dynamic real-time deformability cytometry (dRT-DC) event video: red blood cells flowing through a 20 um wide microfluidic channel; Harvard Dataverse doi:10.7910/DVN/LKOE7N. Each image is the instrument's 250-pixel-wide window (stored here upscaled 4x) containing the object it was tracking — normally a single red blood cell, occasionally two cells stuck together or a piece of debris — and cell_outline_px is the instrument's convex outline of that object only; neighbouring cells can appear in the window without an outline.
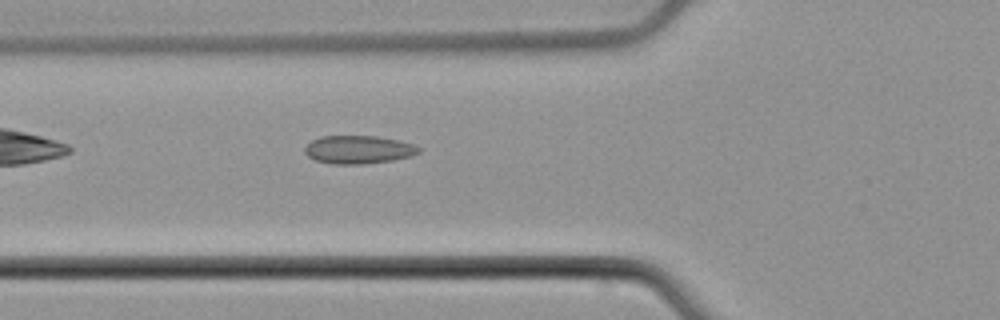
{"species": "common noctule bat (a hibernating species)", "species_latin": "Nyctalus noctula", "temperature_condition": "cold", "stored_images_in_passage": 37, "camera_frame_rate_fps": 3000, "um_per_image_px": 0.085, "animal": {"sex": "male", "body_mass_g": 21.5, "forearm_length_mm": 52.0}, "frame": {"image": 1, "passage_image": 3, "time_ms": 0.667, "image_size_px": [1000, 320], "cell_outline_px": [[420, 152], [412, 156], [392, 160], [364, 164], [332, 164], [316, 160], [308, 156], [304, 152], [304, 148], [312, 140], [320, 136], [376, 136], [396, 140], [412, 144], [420, 148]], "centroid_in_image_um": [30.45, 12.72], "position_along_channel_um": 95.4, "area_um2": 18.61}}
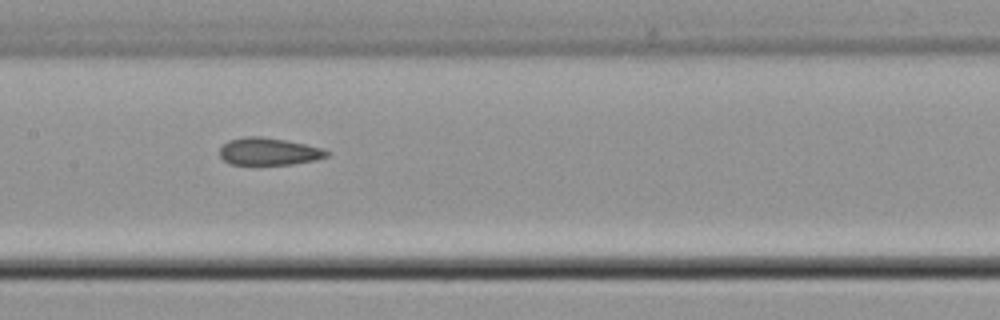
{"frame": {"image": 2, "passage_image": 10, "time_ms": 3.0, "image_size_px": [1000, 320], "cell_outline_px": [[332, 152], [328, 156], [316, 160], [292, 164], [228, 164], [220, 156], [220, 148], [228, 140], [248, 136], [260, 136], [284, 140], [324, 148]], "centroid_in_image_um": [22.88, 12.88], "position_along_channel_um": 184.5, "area_um2": 17.05}}
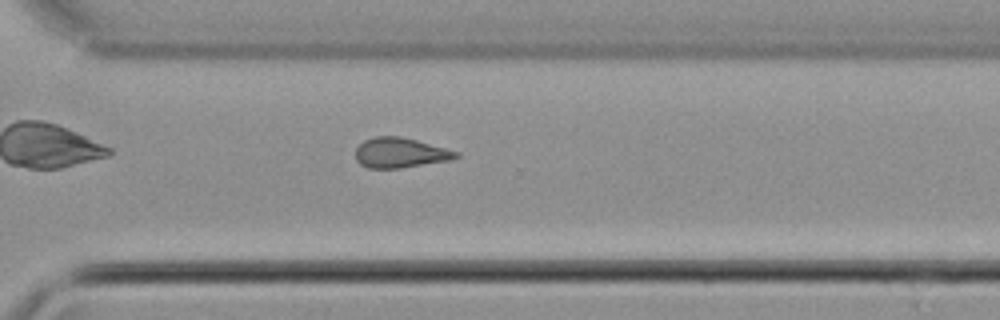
{"frame": {"image": 3, "passage_image": 22, "time_ms": 7.0, "image_size_px": [1000, 320], "cell_outline_px": [[460, 156], [452, 160], [400, 168], [368, 168], [360, 164], [356, 160], [356, 148], [364, 140], [376, 136], [400, 136], [416, 140], [460, 152]], "centroid_in_image_um": [34.03, 12.99], "position_along_channel_um": 336.6, "area_um2": 17.63}, "authors_computed_cell_mechanics": {"area_um2": 17.6868, "velocity_mm_per_s": 3.809, "shape_relaxation_time_tau1_ms": null, "shape_relaxation_time_tau2_ms": 3.2271, "deformation_change_tau1": null, "deformation_change_tau2": 0.0919}}